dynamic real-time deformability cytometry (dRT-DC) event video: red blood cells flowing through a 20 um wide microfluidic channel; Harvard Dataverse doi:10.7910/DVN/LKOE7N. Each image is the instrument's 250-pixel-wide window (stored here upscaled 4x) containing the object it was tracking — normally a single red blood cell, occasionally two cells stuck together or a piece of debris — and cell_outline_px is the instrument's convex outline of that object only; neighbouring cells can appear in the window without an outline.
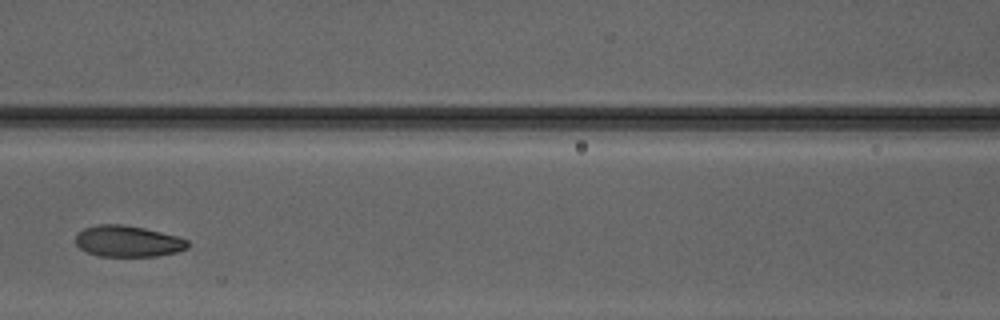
{"species": "Egyptian fruit bat (a non-hibernating species)", "species_latin": "Rousettus aegyptiacus", "temperature_condition": "warm", "stored_images_in_passage": 4, "camera_frame_rate_fps": 3000, "um_per_image_px": 0.085, "animal": {"sex": "male"}, "frame": {"image": 1, "passage_image": 4, "time_ms": 3.333, "image_size_px": [1000, 320], "cell_outline_px": [[188, 248], [176, 252], [160, 256], [100, 256], [88, 252], [80, 248], [76, 244], [76, 236], [84, 228], [100, 224], [124, 224], [144, 228], [180, 236], [188, 240]], "centroid_in_image_um": [10.91, 20.5], "position_along_channel_um": 155.7, "area_um2": 20.46}}